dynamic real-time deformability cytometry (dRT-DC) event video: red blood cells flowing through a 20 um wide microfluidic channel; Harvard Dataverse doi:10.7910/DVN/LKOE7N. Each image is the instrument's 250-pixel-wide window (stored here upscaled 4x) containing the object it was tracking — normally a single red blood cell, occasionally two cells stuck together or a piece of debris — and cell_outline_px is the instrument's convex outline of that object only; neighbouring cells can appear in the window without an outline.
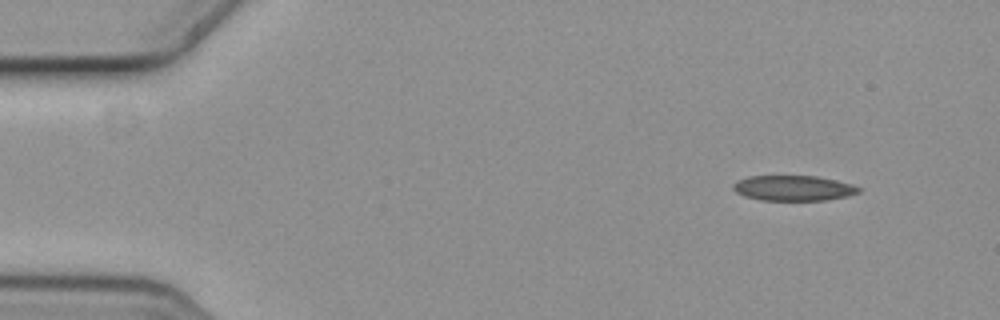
{"species": "common noctule bat (a hibernating species)", "species_latin": "Nyctalus noctula", "temperature_condition": "cold", "stored_images_in_passage": 4, "camera_frame_rate_fps": 3000, "um_per_image_px": 0.085, "animal": {"sex": "female", "body_mass_g": 19.3, "forearm_length_mm": 54.1}, "frame": {"image": 1, "passage_image": 1, "time_ms": 0.0, "image_size_px": [1000, 320], "cell_outline_px": [[860, 192], [848, 196], [828, 200], [760, 200], [744, 196], [736, 192], [732, 188], [732, 184], [748, 176], [816, 176], [836, 180], [852, 184], [860, 188]], "centroid_in_image_um": [67.45, 15.99], "position_along_channel_um": 17.6, "area_um2": 18.5}}
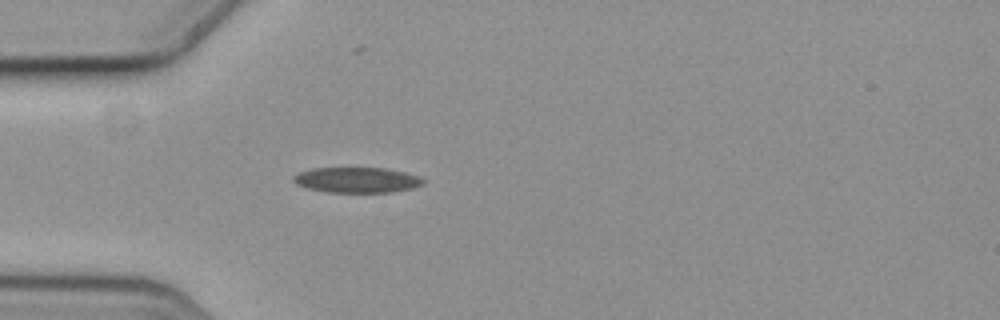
{"frame": {"image": 2, "passage_image": 4, "time_ms": 1.0, "image_size_px": [1000, 320], "cell_outline_px": [[424, 184], [412, 188], [392, 192], [328, 192], [308, 188], [296, 184], [292, 180], [292, 176], [300, 172], [312, 168], [384, 168], [404, 172], [416, 176], [424, 180]], "centroid_in_image_um": [30.3, 15.3], "position_along_channel_um": 54.7, "area_um2": 19.07}}